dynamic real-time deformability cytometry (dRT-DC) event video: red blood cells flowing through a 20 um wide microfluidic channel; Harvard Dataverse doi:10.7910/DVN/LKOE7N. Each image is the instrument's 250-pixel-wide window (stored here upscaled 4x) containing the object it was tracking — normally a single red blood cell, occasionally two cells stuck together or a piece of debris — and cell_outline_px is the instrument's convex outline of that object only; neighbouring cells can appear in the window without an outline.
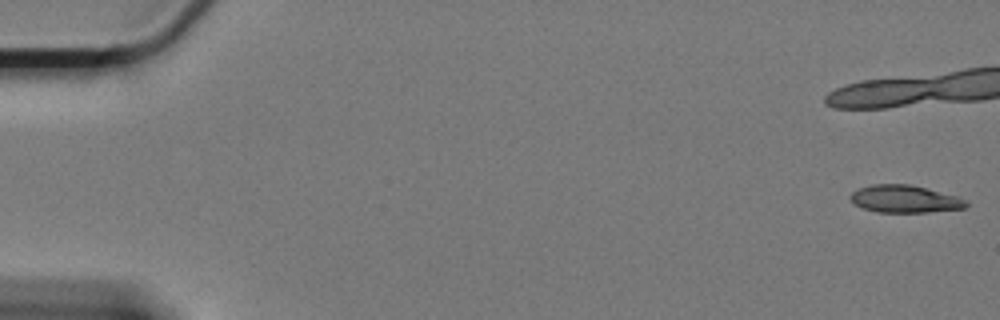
{"species": "Egyptian fruit bat (a non-hibernating species)", "species_latin": "Rousettus aegyptiacus", "temperature_condition": "cold", "stored_images_in_passage": 26, "camera_frame_rate_fps": 3000, "um_per_image_px": 0.085, "animal": {"sex": "female"}, "frame": {"image": 1, "passage_image": 1, "time_ms": 0.0, "image_size_px": [1000, 320], "cell_outline_px": [[968, 204], [964, 208], [928, 212], [876, 212], [864, 208], [856, 204], [848, 196], [856, 188], [872, 184], [908, 184], [960, 196], [968, 200]], "centroid_in_image_um": [76.92, 16.9], "position_along_channel_um": 8.1, "area_um2": 18.61}}